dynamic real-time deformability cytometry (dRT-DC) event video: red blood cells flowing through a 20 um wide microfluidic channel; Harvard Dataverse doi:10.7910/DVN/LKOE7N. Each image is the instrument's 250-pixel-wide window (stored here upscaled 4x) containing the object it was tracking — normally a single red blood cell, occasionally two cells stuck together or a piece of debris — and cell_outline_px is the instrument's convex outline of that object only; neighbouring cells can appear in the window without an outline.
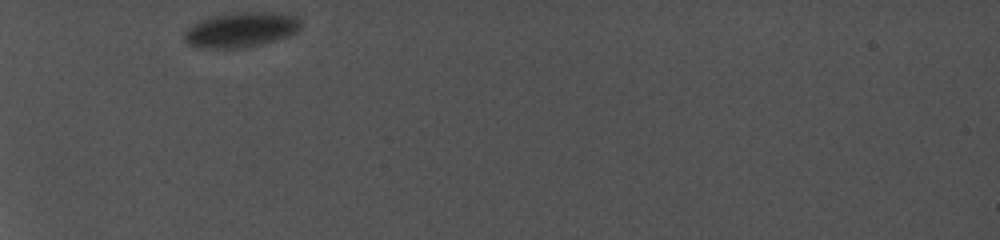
{"species": "common noctule bat (a hibernating species)", "species_latin": "Nyctalus noctula", "temperature_condition": "cold", "stored_images_in_passage": 2, "camera_frame_rate_fps": 5000, "um_per_image_px": 0.085, "animal": {"sex": "female", "body_mass_g": 19.0, "forearm_length_mm": 56.7}, "frame": {"image": 1, "passage_image": 1, "time_ms": 0.0, "image_size_px": [1000, 240], "cell_outline_px": [[300, 28], [296, 32], [288, 36], [260, 44], [244, 48], [196, 48], [188, 44], [184, 40], [184, 32], [192, 24], [200, 20], [224, 12], [276, 12], [300, 16]], "centroid_in_image_um": [20.47, 2.51], "position_along_channel_um": 64.5, "area_um2": 24.16}}